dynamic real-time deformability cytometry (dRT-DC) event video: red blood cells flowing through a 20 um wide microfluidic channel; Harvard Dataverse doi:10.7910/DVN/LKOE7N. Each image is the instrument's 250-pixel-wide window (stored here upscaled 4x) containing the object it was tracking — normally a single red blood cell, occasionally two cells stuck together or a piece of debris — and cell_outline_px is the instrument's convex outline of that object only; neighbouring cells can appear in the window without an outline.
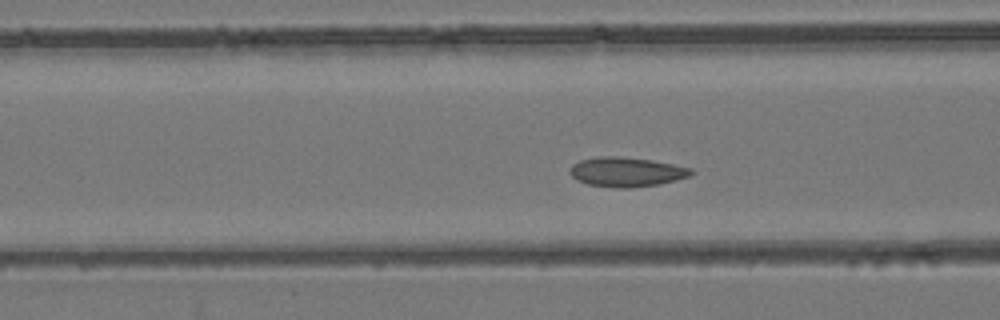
{"species": "common noctule bat (a hibernating species)", "species_latin": "Nyctalus noctula", "temperature_condition": "room temperature", "stored_images_in_passage": 51, "camera_frame_rate_fps": 3000, "um_per_image_px": 0.085, "animal": {"sex": "female", "body_mass_g": 24.6, "forearm_length_mm": 56.2}, "frame": {"image": 1, "passage_image": 17, "time_ms": 5.333, "image_size_px": [1000, 320], "cell_outline_px": [[696, 172], [688, 176], [676, 180], [660, 184], [628, 188], [620, 188], [588, 184], [576, 180], [568, 172], [568, 168], [572, 164], [580, 160], [596, 156], [620, 156], [652, 160], [692, 168]], "centroid_in_image_um": [53.22, 14.6], "position_along_channel_um": 113.4, "area_um2": 21.04}}
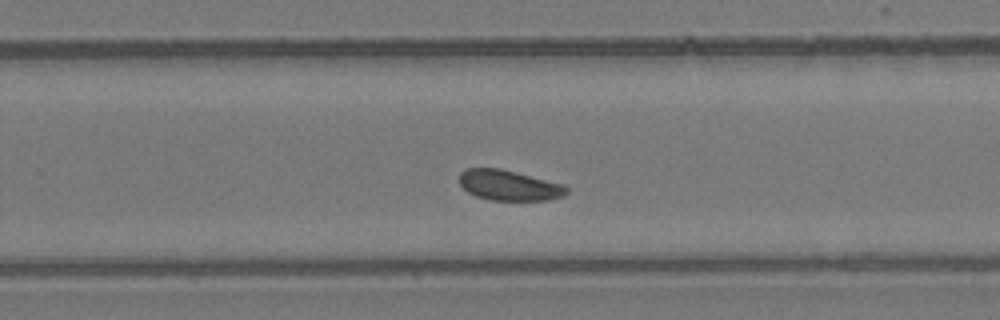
{"frame": {"image": 2, "passage_image": 31, "time_ms": 10.0, "image_size_px": [1000, 320], "cell_outline_px": [[568, 192], [564, 196], [548, 200], [492, 200], [476, 196], [468, 192], [460, 184], [460, 172], [468, 168], [500, 168], [564, 184], [568, 188]], "centroid_in_image_um": [43.29, 15.75], "position_along_channel_um": 286.5, "area_um2": 18.96}}
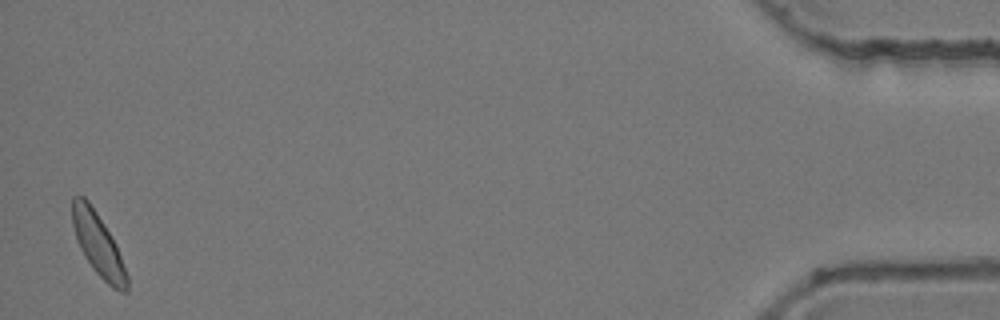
{"frame": {"image": 3, "passage_image": 50, "time_ms": 16.333, "image_size_px": [1000, 320], "cell_outline_px": [[128, 292], [120, 292], [112, 288], [92, 268], [84, 256], [76, 240], [72, 224], [72, 196], [84, 196], [88, 200], [96, 212], [116, 244], [128, 276]], "centroid_in_image_um": [8.34, 20.8], "position_along_channel_um": 426.9, "area_um2": 19.88}, "authors_computed_cell_mechanics": {"area_um2": 19.8832, "velocity_mm_per_s": 3.715, "shape_relaxation_time_tau1_ms": 2.4711, "shape_relaxation_time_tau2_ms": null, "deformation_change_tau1": 0.0505, "deformation_change_tau2": null}}